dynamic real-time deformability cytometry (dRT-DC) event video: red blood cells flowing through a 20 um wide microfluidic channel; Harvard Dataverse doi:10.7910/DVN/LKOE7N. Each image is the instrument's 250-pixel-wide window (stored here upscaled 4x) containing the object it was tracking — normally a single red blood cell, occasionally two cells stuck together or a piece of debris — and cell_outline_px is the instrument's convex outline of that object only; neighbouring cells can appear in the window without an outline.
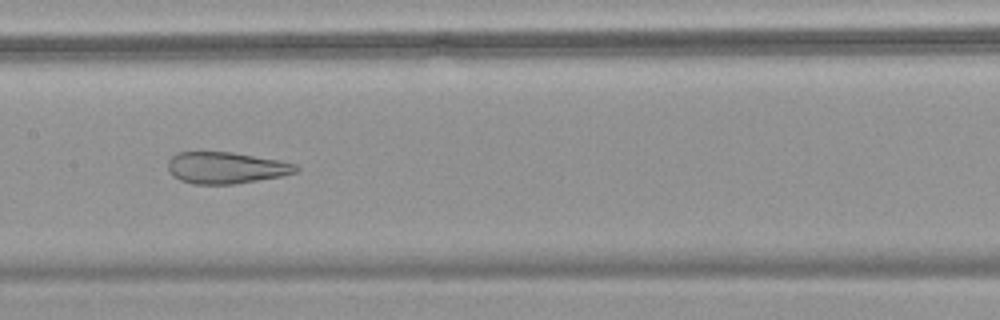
{"species": "common noctule bat (a hibernating species)", "species_latin": "Nyctalus noctula", "temperature_condition": "warm", "stored_images_in_passage": 44, "camera_frame_rate_fps": 3000, "um_per_image_px": 0.085, "animal": {"sex": "female", "body_mass_g": 18.4}, "frame": {"image": 1, "passage_image": 21, "time_ms": 6.667, "image_size_px": [1000, 320], "cell_outline_px": [[300, 168], [296, 172], [284, 176], [232, 184], [196, 184], [180, 180], [168, 168], [168, 160], [176, 152], [232, 152], [280, 160], [296, 164]], "centroid_in_image_um": [19.25, 14.25], "position_along_channel_um": 188.1, "area_um2": 23.47}}
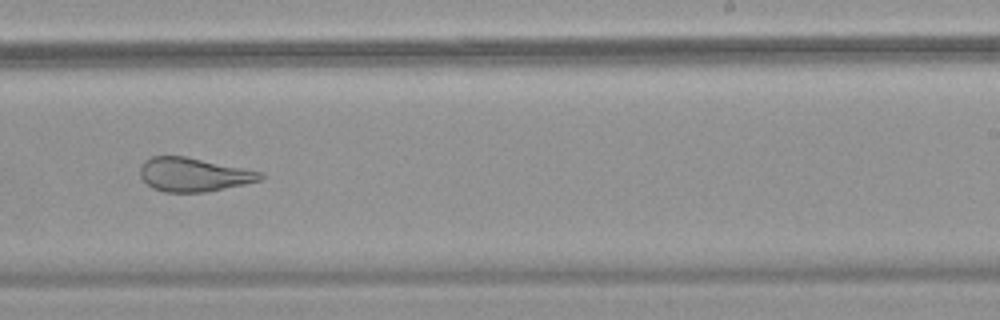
{"frame": {"image": 2, "passage_image": 27, "time_ms": 8.667, "image_size_px": [1000, 320], "cell_outline_px": [[264, 176], [260, 180], [244, 184], [204, 192], [164, 192], [152, 188], [140, 176], [140, 164], [144, 160], [152, 156], [184, 156], [264, 172]], "centroid_in_image_um": [16.43, 14.83], "position_along_channel_um": 272.6, "area_um2": 23.58}}
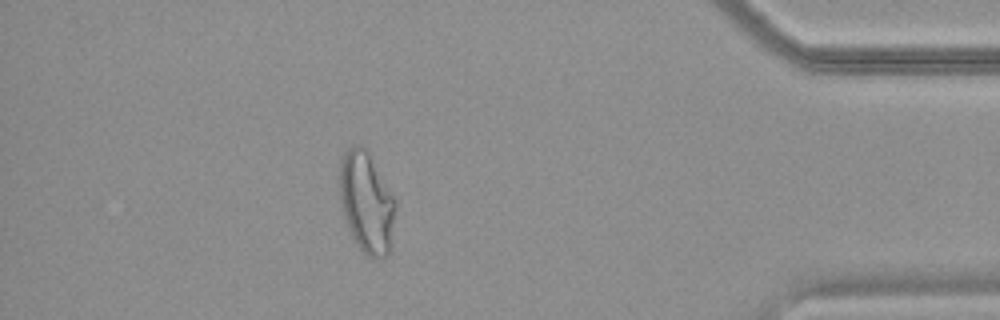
{"frame": {"image": 3, "passage_image": 39, "time_ms": 12.667, "image_size_px": [1000, 320], "cell_outline_px": [[396, 204], [392, 248], [388, 256], [384, 260], [368, 256], [356, 244], [348, 228], [344, 216], [340, 200], [340, 156], [352, 144], [364, 144], [368, 148], [396, 200]], "centroid_in_image_um": [31.19, 17.18], "position_along_channel_um": 404.0, "area_um2": 33.93}}